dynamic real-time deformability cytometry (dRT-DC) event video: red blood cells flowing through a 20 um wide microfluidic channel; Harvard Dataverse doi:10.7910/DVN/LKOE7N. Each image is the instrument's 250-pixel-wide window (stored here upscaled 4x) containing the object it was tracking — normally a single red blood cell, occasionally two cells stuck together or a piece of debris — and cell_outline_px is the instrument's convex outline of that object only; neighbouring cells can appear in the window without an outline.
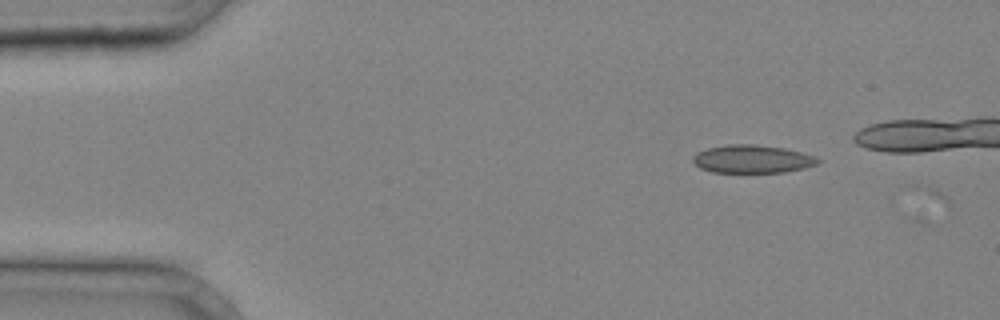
{"species": "common noctule bat (a hibernating species)", "species_latin": "Nyctalus noctula", "temperature_condition": "cold", "stored_images_in_passage": 2, "camera_frame_rate_fps": 3000, "um_per_image_px": 0.085, "animal": {"sex": "male", "body_mass_g": 20.4}, "frame": {"image": 1, "passage_image": 1, "time_ms": 0.0, "image_size_px": [1000, 320], "cell_outline_px": [[820, 160], [816, 164], [804, 168], [784, 172], [712, 172], [700, 168], [692, 160], [692, 156], [696, 152], [708, 148], [728, 144], [756, 144], [784, 148], [816, 156]], "centroid_in_image_um": [63.92, 13.51], "position_along_channel_um": 21.1, "area_um2": 20.4}}